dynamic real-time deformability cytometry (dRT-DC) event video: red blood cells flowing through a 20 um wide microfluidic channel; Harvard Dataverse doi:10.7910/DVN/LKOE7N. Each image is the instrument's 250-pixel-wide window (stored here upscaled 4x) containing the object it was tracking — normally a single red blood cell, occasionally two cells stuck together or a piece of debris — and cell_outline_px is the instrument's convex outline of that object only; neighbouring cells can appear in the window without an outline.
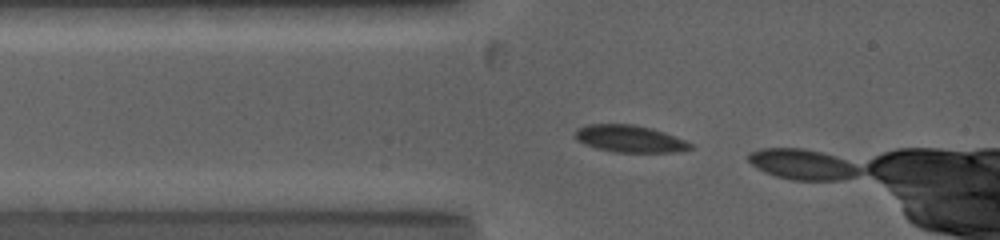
{"species": "common noctule bat (a hibernating species)", "species_latin": "Nyctalus noctula", "temperature_condition": "warm", "stored_images_in_passage": 2, "camera_frame_rate_fps": 5000, "um_per_image_px": 0.085, "animal": {"sex": "female", "body_mass_g": 19.0, "forearm_length_mm": 53.3}, "frame": {"image": 1, "passage_image": 1, "time_ms": 0.0, "image_size_px": [1000, 240], "cell_outline_px": [[692, 148], [680, 152], [616, 152], [596, 148], [584, 144], [576, 140], [572, 136], [580, 128], [588, 124], [636, 124], [652, 128], [664, 132], [684, 140], [692, 144]], "centroid_in_image_um": [53.52, 11.79], "position_along_channel_um": 31.5, "area_um2": 18.21}}